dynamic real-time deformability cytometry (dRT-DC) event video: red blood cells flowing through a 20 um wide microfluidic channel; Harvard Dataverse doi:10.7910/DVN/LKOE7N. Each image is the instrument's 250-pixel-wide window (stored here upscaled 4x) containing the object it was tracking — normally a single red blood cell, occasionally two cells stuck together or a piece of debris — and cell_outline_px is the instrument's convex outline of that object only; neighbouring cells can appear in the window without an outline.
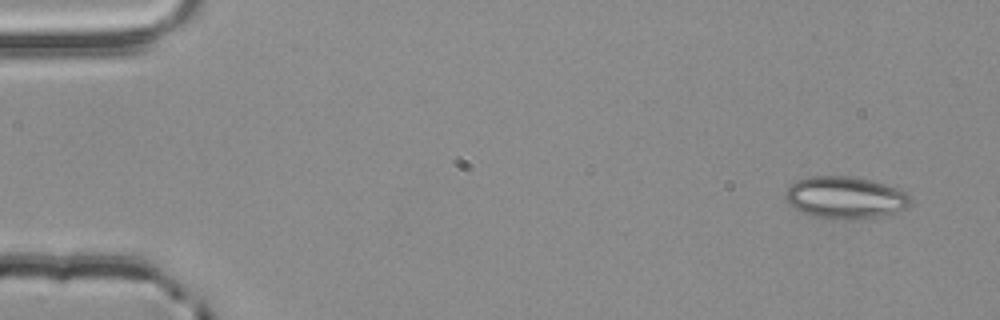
{"species": "common noctule bat (a hibernating species)", "species_latin": "Nyctalus noctula", "temperature_condition": "room temperature", "stored_images_in_passage": 4, "camera_frame_rate_fps": 3000, "um_per_image_px": 0.085, "animal": {"sex": "male", "body_mass_g": 20.4}, "frame": {"image": 1, "passage_image": 1, "time_ms": 0.0, "image_size_px": [1000, 320], "cell_outline_px": [[912, 204], [908, 208], [876, 216], [848, 220], [832, 220], [812, 216], [792, 208], [788, 204], [784, 196], [784, 192], [796, 180], [812, 176], [848, 176], [872, 180], [896, 188], [912, 196]], "centroid_in_image_um": [71.81, 16.8], "position_along_channel_um": 13.2, "area_um2": 30.92}}
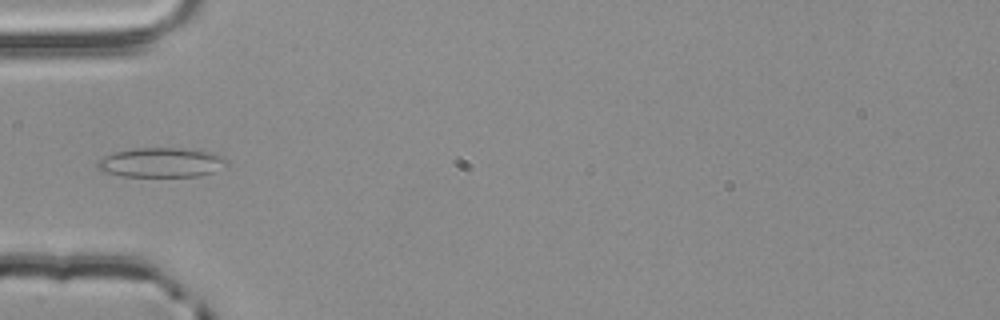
{"frame": {"image": 2, "passage_image": 4, "time_ms": 1.0, "image_size_px": [1000, 320], "cell_outline_px": [[228, 164], [212, 172], [200, 176], [120, 176], [100, 172], [96, 164], [104, 156], [116, 152], [136, 148], [184, 148], [216, 152], [224, 156], [228, 160]], "centroid_in_image_um": [13.74, 13.81], "position_along_channel_um": 71.3, "area_um2": 22.48}}